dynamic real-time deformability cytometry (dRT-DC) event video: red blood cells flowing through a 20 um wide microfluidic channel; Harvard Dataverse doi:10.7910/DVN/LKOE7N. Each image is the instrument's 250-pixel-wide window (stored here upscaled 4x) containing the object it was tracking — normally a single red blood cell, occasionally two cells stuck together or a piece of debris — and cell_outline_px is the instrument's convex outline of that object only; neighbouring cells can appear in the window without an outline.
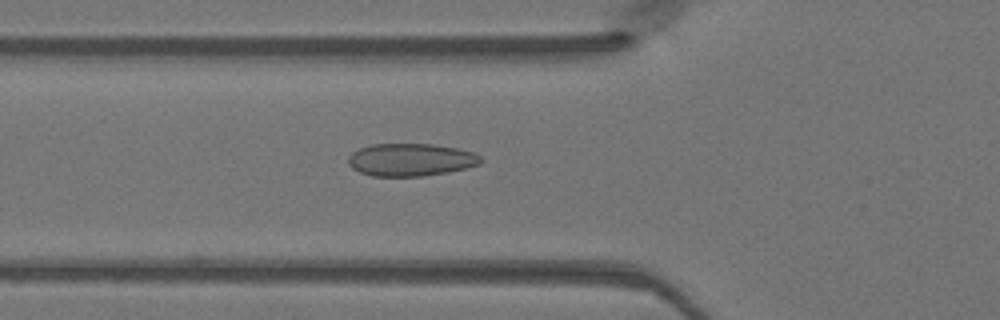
{"species": "Egyptian fruit bat (a non-hibernating species)", "species_latin": "Rousettus aegyptiacus", "temperature_condition": "warm", "stored_images_in_passage": 39, "camera_frame_rate_fps": 3000, "um_per_image_px": 0.085, "animal": {"sex": "female"}, "frame": {"image": 1, "passage_image": 8, "time_ms": 2.333, "image_size_px": [1000, 320], "cell_outline_px": [[484, 160], [480, 164], [468, 168], [448, 172], [424, 176], [372, 176], [360, 172], [352, 168], [348, 164], [348, 156], [352, 152], [360, 148], [372, 144], [432, 144], [456, 148], [472, 152], [480, 156]], "centroid_in_image_um": [34.92, 13.58], "position_along_channel_um": 90.9, "area_um2": 25.32}}
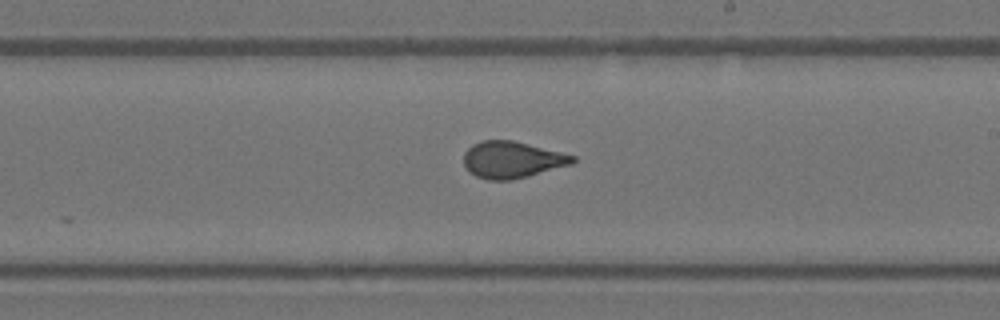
{"frame": {"image": 2, "passage_image": 19, "time_ms": 6.0, "image_size_px": [1000, 320], "cell_outline_px": [[576, 160], [572, 164], [528, 176], [512, 180], [488, 180], [476, 176], [468, 172], [464, 164], [464, 152], [472, 144], [484, 140], [512, 140], [576, 156]], "centroid_in_image_um": [43.5, 13.58], "position_along_channel_um": 245.5, "area_um2": 23.24}}
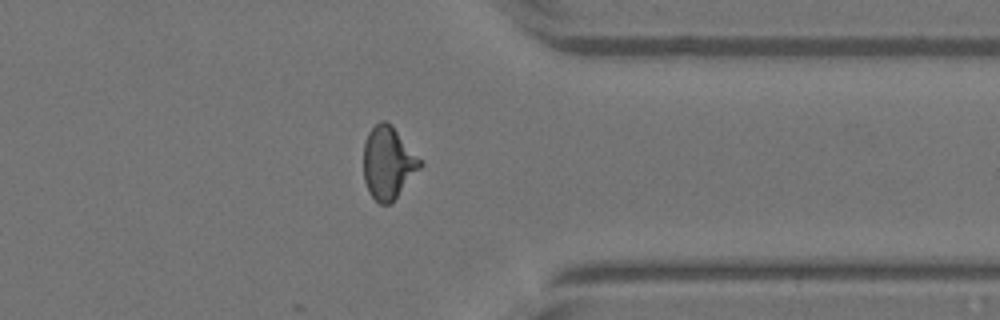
{"frame": {"image": 3, "passage_image": 29, "time_ms": 9.333, "image_size_px": [1000, 320], "cell_outline_px": [[424, 164], [396, 196], [388, 204], [380, 204], [368, 192], [364, 180], [364, 144], [368, 132], [380, 120], [384, 120], [392, 124]], "centroid_in_image_um": [32.98, 13.8], "position_along_channel_um": 378.4, "area_um2": 23.58}}